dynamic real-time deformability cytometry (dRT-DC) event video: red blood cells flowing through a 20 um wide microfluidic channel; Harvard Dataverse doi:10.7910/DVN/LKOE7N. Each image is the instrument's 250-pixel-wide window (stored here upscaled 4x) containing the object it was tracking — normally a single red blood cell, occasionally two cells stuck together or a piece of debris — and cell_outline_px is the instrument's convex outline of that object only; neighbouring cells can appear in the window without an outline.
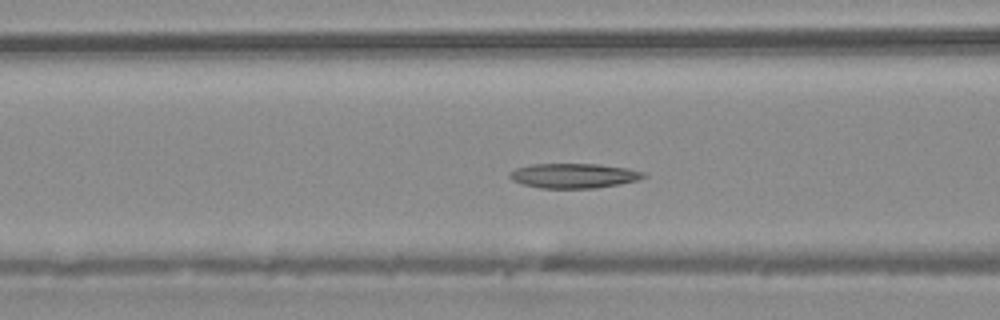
{"species": "common noctule bat (a hibernating species)", "species_latin": "Nyctalus noctula", "temperature_condition": "warm", "stored_images_in_passage": 46, "camera_frame_rate_fps": 3000, "um_per_image_px": 0.085, "animal": {"sex": "male", "body_mass_g": 20.4}, "frame": {"image": 1, "passage_image": 18, "time_ms": 5.667, "image_size_px": [1000, 320], "cell_outline_px": [[648, 176], [640, 180], [620, 184], [596, 188], [540, 188], [524, 184], [512, 180], [508, 176], [516, 168], [532, 164], [600, 164], [628, 168], [644, 172]], "centroid_in_image_um": [48.84, 14.93], "position_along_channel_um": 117.8, "area_um2": 19.36}}
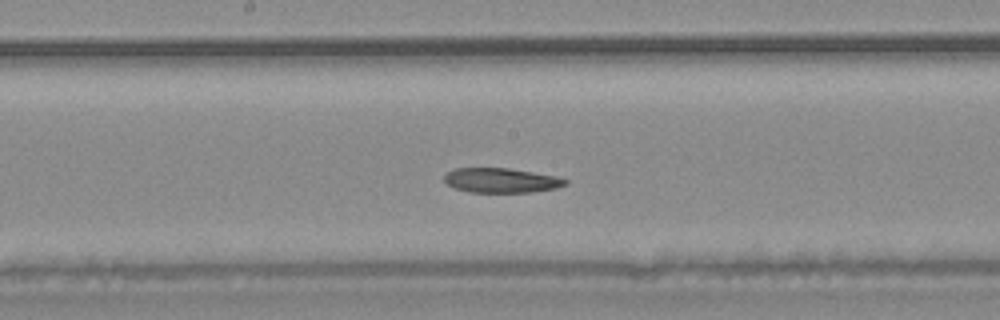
{"frame": {"image": 2, "passage_image": 24, "time_ms": 7.667, "image_size_px": [1000, 320], "cell_outline_px": [[568, 184], [556, 188], [532, 192], [468, 192], [452, 188], [444, 180], [444, 172], [456, 168], [508, 168], [556, 176], [568, 180]], "centroid_in_image_um": [42.57, 15.33], "position_along_channel_um": 205.6, "area_um2": 17.51}}
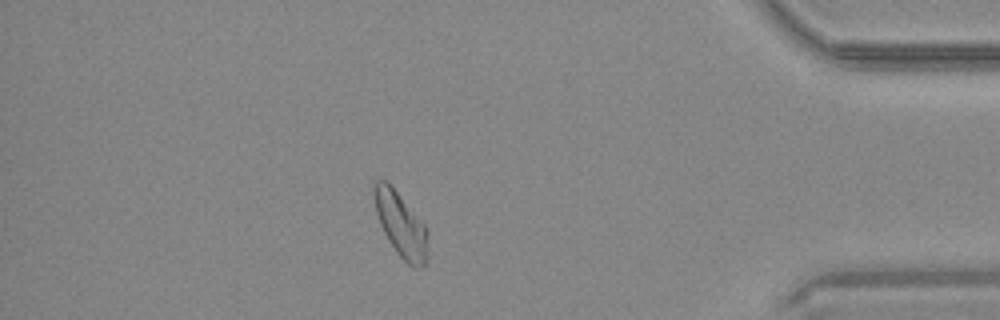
{"frame": {"image": 3, "passage_image": 40, "time_ms": 13.0, "image_size_px": [1000, 320], "cell_outline_px": [[428, 260], [420, 268], [412, 268], [396, 252], [388, 240], [380, 224], [376, 212], [372, 188], [372, 180], [384, 180], [396, 192], [424, 224], [428, 232]], "centroid_in_image_um": [34.07, 19.14], "position_along_channel_um": 401.1, "area_um2": 20.11}}